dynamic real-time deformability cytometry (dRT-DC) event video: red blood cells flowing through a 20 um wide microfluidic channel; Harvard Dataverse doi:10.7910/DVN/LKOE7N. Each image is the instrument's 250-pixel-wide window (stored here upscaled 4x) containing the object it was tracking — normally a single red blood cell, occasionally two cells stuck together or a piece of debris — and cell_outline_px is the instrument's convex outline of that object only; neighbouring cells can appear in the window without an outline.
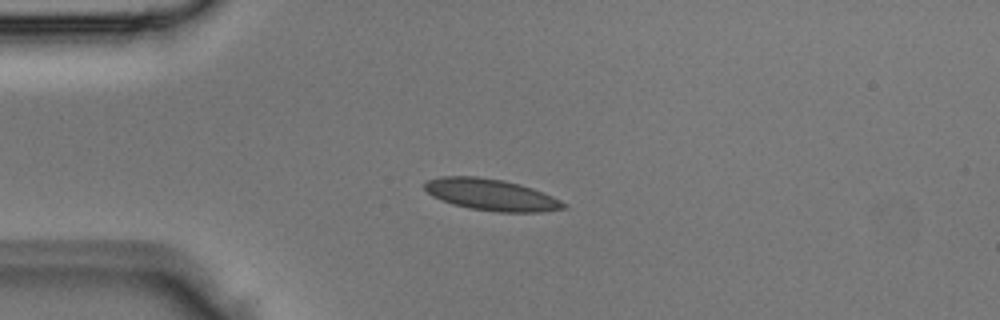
{"species": "Egyptian fruit bat (a non-hibernating species)", "species_latin": "Rousettus aegyptiacus", "temperature_condition": "room temperature", "stored_images_in_passage": 2, "camera_frame_rate_fps": 3000, "um_per_image_px": 0.085, "animal": {"sex": "male"}, "frame": {"image": 1, "passage_image": 1, "time_ms": 0.0, "image_size_px": [1000, 320], "cell_outline_px": [[568, 208], [544, 212], [496, 212], [468, 208], [452, 204], [432, 196], [424, 188], [424, 184], [428, 180], [440, 176], [476, 176], [500, 180], [520, 184], [532, 188], [552, 196], [568, 204]], "centroid_in_image_um": [41.77, 16.56], "position_along_channel_um": 43.2, "area_um2": 25.61}}